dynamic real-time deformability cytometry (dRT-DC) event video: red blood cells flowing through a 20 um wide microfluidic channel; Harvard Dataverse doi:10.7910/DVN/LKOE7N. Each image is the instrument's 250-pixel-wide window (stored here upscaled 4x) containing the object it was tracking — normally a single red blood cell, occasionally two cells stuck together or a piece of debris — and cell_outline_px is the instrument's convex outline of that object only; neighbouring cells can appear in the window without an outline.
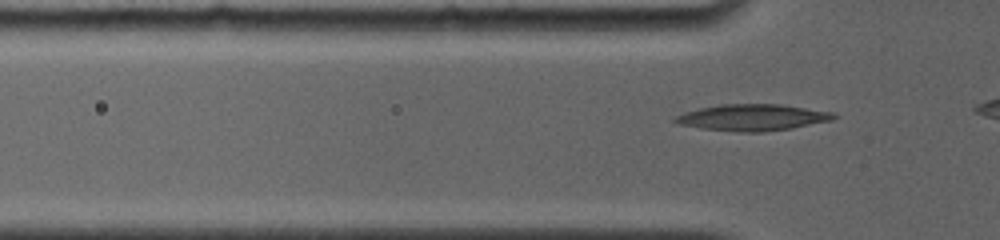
{"species": "common noctule bat (a hibernating species)", "species_latin": "Nyctalus noctula", "temperature_condition": "room temperature", "stored_images_in_passage": 18, "camera_frame_rate_fps": 4000, "um_per_image_px": 0.085, "animal": {"sex": "female", "body_mass_g": 19.0, "forearm_length_mm": 56.7}, "frame": {"image": 1, "passage_image": 5, "time_ms": 1.0, "image_size_px": [1000, 240], "cell_outline_px": [[836, 116], [832, 120], [792, 128], [760, 132], [740, 132], [700, 128], [676, 124], [672, 120], [676, 116], [684, 112], [700, 108], [720, 104], [780, 104], [832, 112]], "centroid_in_image_um": [63.91, 9.98], "position_along_channel_um": 61.9, "area_um2": 24.33}}
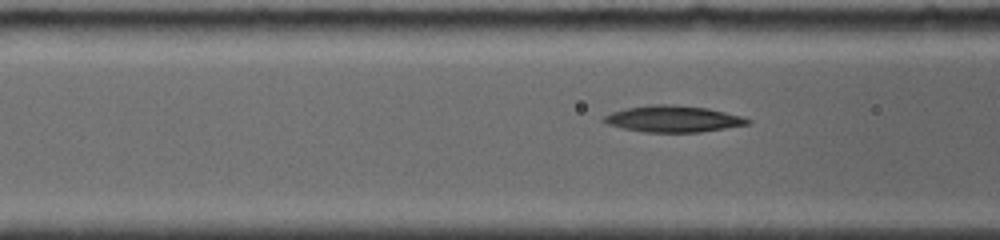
{"frame": {"image": 2, "passage_image": 10, "time_ms": 2.25, "image_size_px": [1000, 240], "cell_outline_px": [[752, 124], [700, 132], [644, 132], [624, 128], [608, 124], [600, 120], [604, 116], [612, 112], [628, 108], [652, 104], [668, 104], [708, 108], [740, 116], [752, 120]], "centroid_in_image_um": [57.24, 10.11], "position_along_channel_um": 109.4, "area_um2": 22.02}}
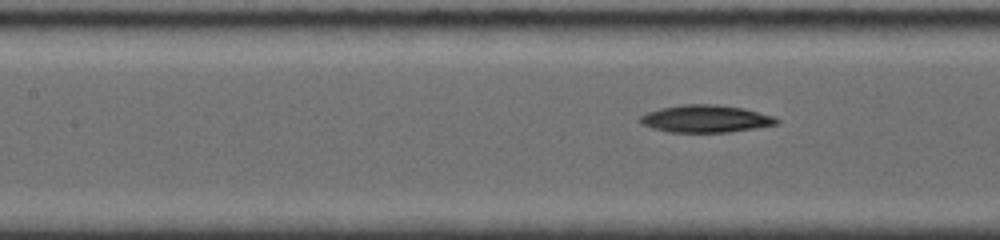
{"frame": {"image": 3, "passage_image": 14, "time_ms": 3.25, "image_size_px": [1000, 240], "cell_outline_px": [[780, 124], [756, 128], [728, 132], [668, 132], [652, 128], [640, 124], [636, 120], [640, 116], [648, 112], [660, 108], [680, 104], [716, 104], [744, 108], [772, 116], [780, 120]], "centroid_in_image_um": [59.95, 10.09], "position_along_channel_um": 147.5, "area_um2": 22.02}}